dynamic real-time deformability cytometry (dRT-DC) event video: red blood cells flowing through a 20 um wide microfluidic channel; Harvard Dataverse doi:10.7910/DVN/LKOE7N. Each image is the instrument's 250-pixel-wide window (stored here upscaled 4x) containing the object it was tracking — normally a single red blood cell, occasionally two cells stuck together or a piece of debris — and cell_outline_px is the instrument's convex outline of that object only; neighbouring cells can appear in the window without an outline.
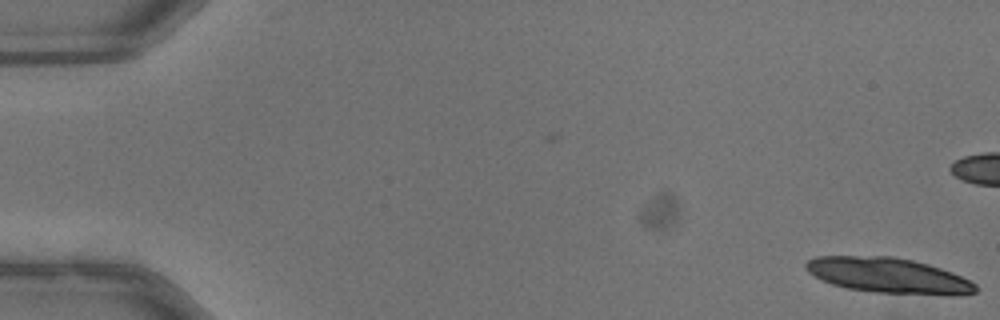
{"species": "common noctule bat (a hibernating species)", "species_latin": "Nyctalus noctula", "temperature_condition": "warm", "stored_images_in_passage": 2, "camera_frame_rate_fps": 3000, "um_per_image_px": 0.085, "animal": {"sex": "male", "body_mass_g": 13.3}, "frame": {"image": 1, "passage_image": 2, "time_ms": 0.333, "image_size_px": [1000, 320], "cell_outline_px": [[976, 292], [952, 296], [948, 296], [876, 292], [844, 288], [832, 284], [808, 272], [804, 268], [804, 264], [808, 260], [816, 256], [892, 256], [912, 260], [928, 264], [952, 272], [976, 284]], "centroid_in_image_um": [75.51, 23.42], "position_along_channel_um": 9.5, "area_um2": 35.03}}